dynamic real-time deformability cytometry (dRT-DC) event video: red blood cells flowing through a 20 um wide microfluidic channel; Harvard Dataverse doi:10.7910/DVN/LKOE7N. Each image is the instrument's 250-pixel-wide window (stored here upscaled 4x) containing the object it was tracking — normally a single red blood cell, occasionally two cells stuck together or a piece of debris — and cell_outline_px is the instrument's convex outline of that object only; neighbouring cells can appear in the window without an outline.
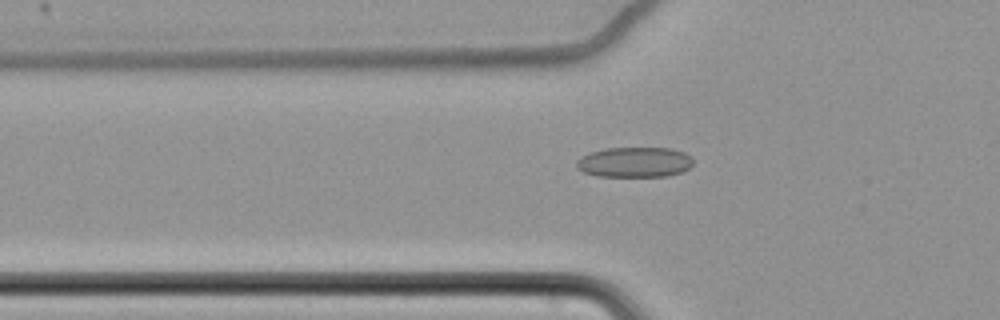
{"species": "common noctule bat (a hibernating species)", "species_latin": "Nyctalus noctula", "temperature_condition": "cold", "stored_images_in_passage": 63, "camera_frame_rate_fps": 3000, "um_per_image_px": 0.085, "animal": {"sex": "female", "body_mass_g": 22.7, "forearm_length_mm": 54.2}, "frame": {"image": 1, "passage_image": 24, "time_ms": 7.667, "image_size_px": [1000, 320], "cell_outline_px": [[692, 164], [688, 168], [680, 172], [668, 176], [596, 176], [584, 172], [576, 168], [576, 160], [588, 152], [604, 148], [672, 148], [684, 152], [692, 160]], "centroid_in_image_um": [53.88, 13.78], "position_along_channel_um": 71.9, "area_um2": 20.58}}
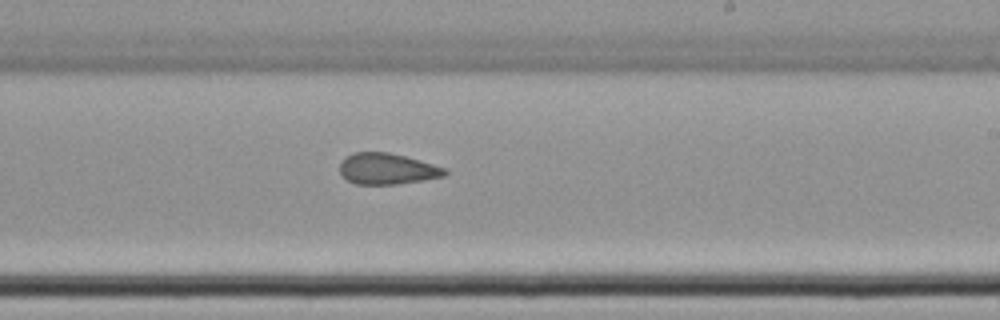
{"frame": {"image": 2, "passage_image": 40, "time_ms": 13.0, "image_size_px": [1000, 320], "cell_outline_px": [[448, 172], [444, 176], [396, 184], [356, 184], [348, 180], [340, 172], [340, 164], [344, 156], [352, 152], [388, 152], [420, 160], [448, 168]], "centroid_in_image_um": [32.9, 14.33], "position_along_channel_um": 256.1, "area_um2": 19.02}}
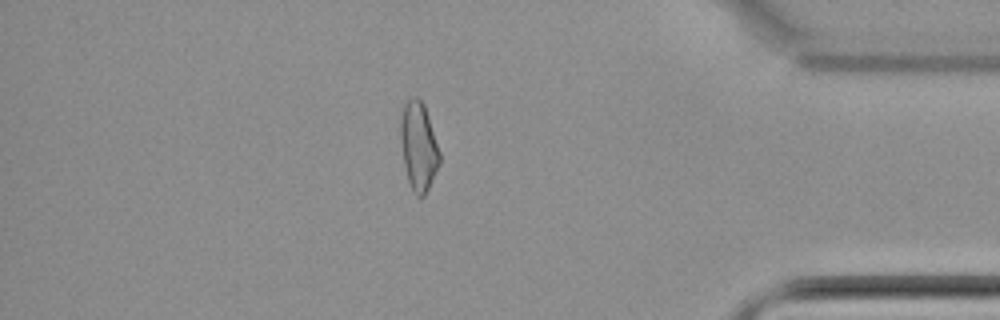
{"frame": {"image": 3, "passage_image": 55, "time_ms": 18.0, "image_size_px": [1000, 320], "cell_outline_px": [[440, 164], [424, 196], [416, 196], [412, 192], [408, 180], [404, 164], [400, 140], [400, 120], [404, 104], [412, 96], [416, 96], [424, 104], [440, 152]], "centroid_in_image_um": [35.57, 12.44], "position_along_channel_um": 399.6, "area_um2": 20.11}, "authors_computed_cell_mechanics": {"area_um2": 20.5768, "velocity_mm_per_s": 3.488, "shape_relaxation_time_tau1_ms": null, "shape_relaxation_time_tau2_ms": 3.8564, "deformation_change_tau1": null, "deformation_change_tau2": 0.1076}}